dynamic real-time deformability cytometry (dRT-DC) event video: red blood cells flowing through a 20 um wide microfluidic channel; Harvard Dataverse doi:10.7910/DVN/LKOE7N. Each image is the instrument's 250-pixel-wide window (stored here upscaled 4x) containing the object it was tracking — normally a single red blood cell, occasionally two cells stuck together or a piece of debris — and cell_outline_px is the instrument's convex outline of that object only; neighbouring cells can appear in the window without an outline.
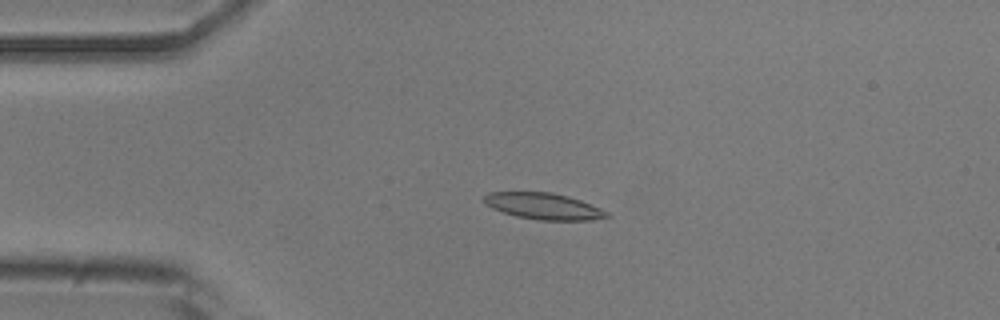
{"species": "common noctule bat (a hibernating species)", "species_latin": "Nyctalus noctula", "temperature_condition": "room temperature", "stored_images_in_passage": 6, "camera_frame_rate_fps": 3000, "um_per_image_px": 0.085, "animal": {"sex": "male", "body_mass_g": 20.5, "forearm_length_mm": 52.5}, "frame": {"image": 1, "passage_image": 4, "time_ms": 1.0, "image_size_px": [1000, 320], "cell_outline_px": [[612, 216], [592, 220], [540, 220], [516, 216], [492, 208], [484, 204], [484, 196], [488, 192], [552, 192], [568, 196], [580, 200], [600, 208], [608, 212]], "centroid_in_image_um": [46.21, 17.52], "position_along_channel_um": 38.8, "area_um2": 18.84}}
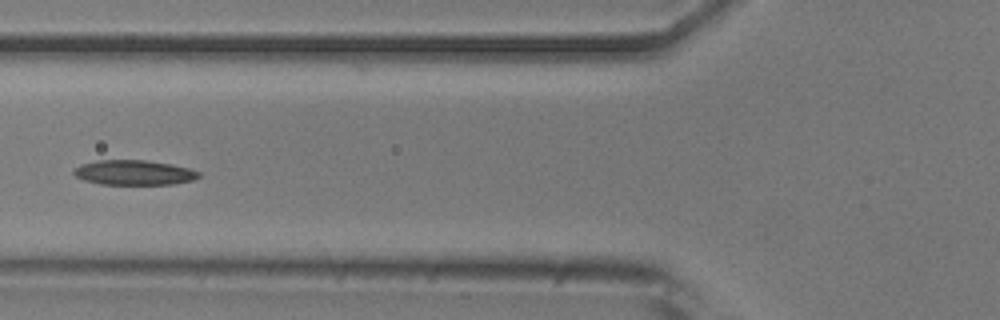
{"frame": {"image": 2, "passage_image": 6, "time_ms": 1.667, "image_size_px": [1000, 320], "cell_outline_px": [[200, 176], [192, 180], [172, 184], [100, 184], [84, 180], [76, 176], [72, 172], [80, 164], [96, 160], [144, 160], [172, 164], [188, 168], [200, 172]], "centroid_in_image_um": [11.37, 14.66], "position_along_channel_um": 114.4, "area_um2": 18.03}}